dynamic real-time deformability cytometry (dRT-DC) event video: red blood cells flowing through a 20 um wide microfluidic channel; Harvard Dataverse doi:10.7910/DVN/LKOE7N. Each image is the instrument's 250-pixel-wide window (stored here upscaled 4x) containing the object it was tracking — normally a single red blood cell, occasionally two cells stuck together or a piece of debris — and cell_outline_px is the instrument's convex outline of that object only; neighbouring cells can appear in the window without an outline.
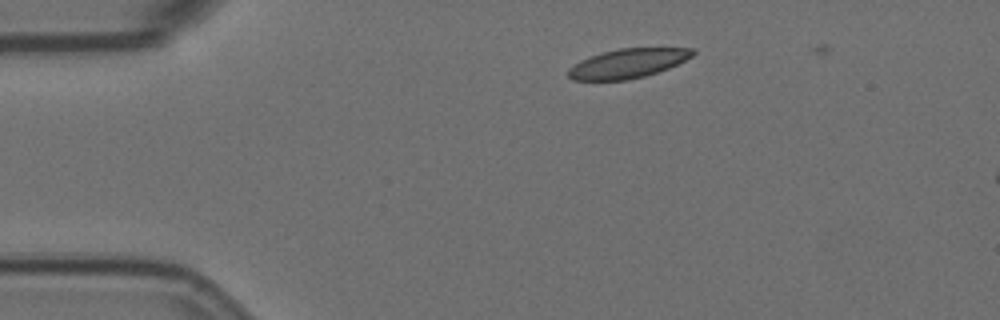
{"species": "Egyptian fruit bat (a non-hibernating species)", "species_latin": "Rousettus aegyptiacus", "temperature_condition": "room temperature", "stored_images_in_passage": 12, "camera_frame_rate_fps": 3000, "um_per_image_px": 0.085, "animal": {"sex": "female"}, "frame": {"image": 1, "passage_image": 6, "time_ms": 1.667, "image_size_px": [1000, 320], "cell_outline_px": [[696, 52], [692, 56], [668, 68], [644, 76], [628, 80], [572, 80], [568, 76], [568, 68], [580, 60], [604, 52], [620, 48], [696, 48]], "centroid_in_image_um": [53.36, 5.39], "position_along_channel_um": 31.6, "area_um2": 21.04}}